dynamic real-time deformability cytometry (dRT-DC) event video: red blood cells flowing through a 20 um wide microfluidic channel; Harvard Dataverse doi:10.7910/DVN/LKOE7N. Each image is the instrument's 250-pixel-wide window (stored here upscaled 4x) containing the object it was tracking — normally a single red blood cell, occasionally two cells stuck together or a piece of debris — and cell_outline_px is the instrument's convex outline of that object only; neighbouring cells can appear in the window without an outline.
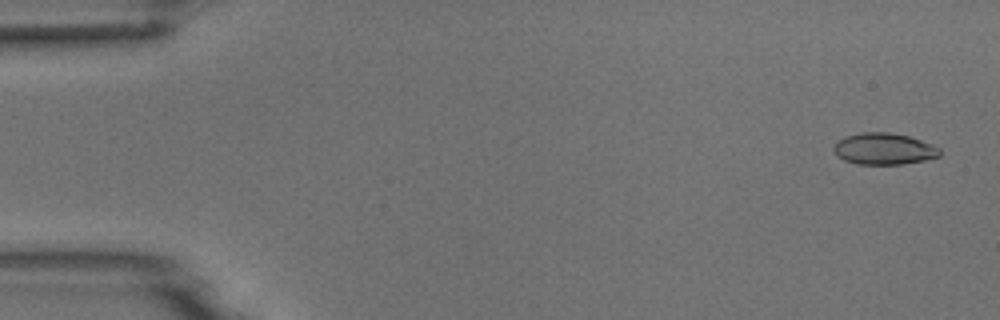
{"species": "common noctule bat (a hibernating species)", "species_latin": "Nyctalus noctula", "temperature_condition": "room temperature", "stored_images_in_passage": 53, "camera_frame_rate_fps": 3000, "um_per_image_px": 0.085, "animal": {"sex": "male", "body_mass_g": 18.8}, "frame": {"image": 1, "passage_image": 2, "time_ms": 0.333, "image_size_px": [1000, 320], "cell_outline_px": [[940, 156], [924, 160], [904, 164], [856, 164], [844, 160], [836, 156], [832, 148], [844, 136], [860, 132], [888, 132], [908, 136], [932, 144], [940, 148]], "centroid_in_image_um": [75.12, 12.65], "position_along_channel_um": 9.9, "area_um2": 19.54}}
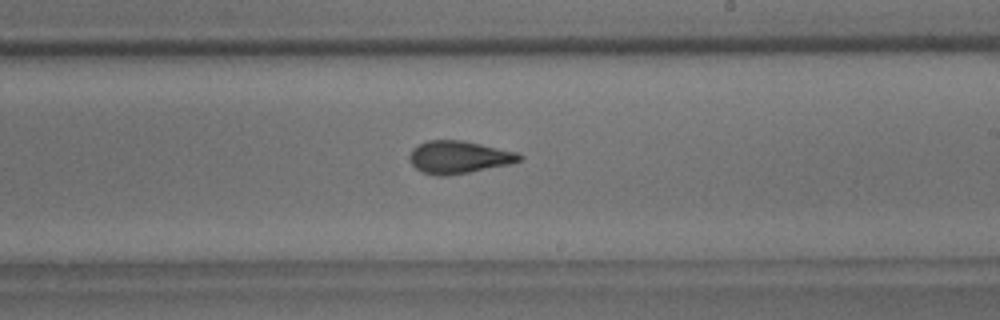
{"frame": {"image": 2, "passage_image": 31, "time_ms": 10.0, "image_size_px": [1000, 320], "cell_outline_px": [[524, 156], [520, 160], [512, 164], [468, 172], [444, 176], [436, 176], [424, 172], [416, 168], [412, 164], [408, 156], [412, 148], [416, 144], [428, 140], [460, 140], [480, 144], [516, 152]], "centroid_in_image_um": [38.97, 13.35], "position_along_channel_um": 250.0, "area_um2": 20.81}}
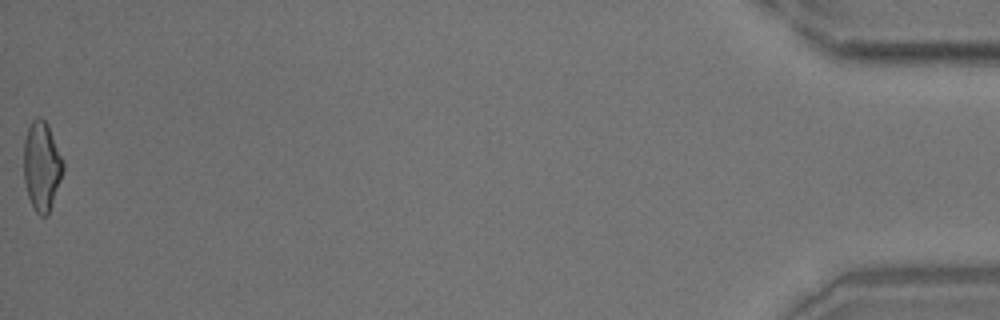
{"frame": {"image": 3, "passage_image": 53, "time_ms": 17.333, "image_size_px": [1000, 320], "cell_outline_px": [[64, 168], [48, 216], [40, 216], [36, 212], [28, 196], [24, 180], [24, 140], [28, 128], [32, 120], [36, 116], [40, 116], [48, 124], [64, 160]], "centroid_in_image_um": [3.55, 14.09], "position_along_channel_um": 431.6, "area_um2": 20.52}}